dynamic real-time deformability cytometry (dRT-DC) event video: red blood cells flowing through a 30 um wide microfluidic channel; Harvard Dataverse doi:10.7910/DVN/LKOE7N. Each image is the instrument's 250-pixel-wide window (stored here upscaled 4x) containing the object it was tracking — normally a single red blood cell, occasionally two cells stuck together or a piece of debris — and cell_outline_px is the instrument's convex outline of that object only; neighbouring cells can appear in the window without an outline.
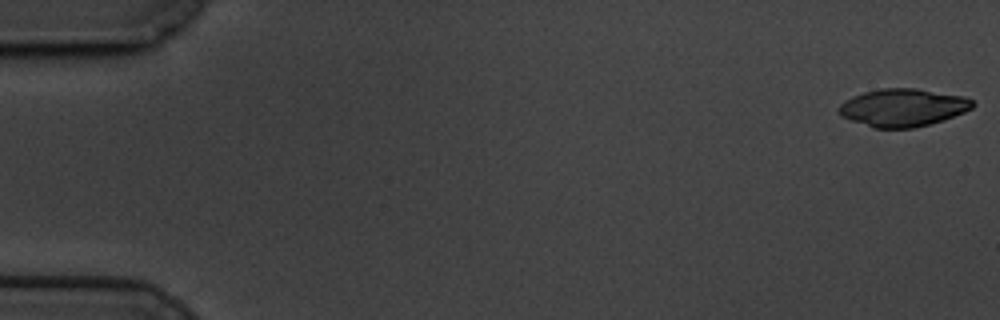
{"species": "common noctule bat (a hibernating species)", "species_latin": "Nyctalus noctula", "temperature_condition": "cold", "stored_images_in_passage": 60, "camera_frame_rate_fps": 3000, "um_per_image_px": 0.085, "animal": {"sex": "male", "body_mass_g": 19.5, "forearm_length_mm": 54.6}, "frame": {"image": 1, "passage_image": 1, "time_ms": 0.0, "image_size_px": [1000, 320], "cell_outline_px": [[976, 104], [972, 108], [964, 112], [944, 120], [912, 128], [872, 128], [840, 116], [836, 108], [840, 104], [852, 96], [864, 92], [880, 88], [916, 88], [964, 96], [972, 100]], "centroid_in_image_um": [76.72, 9.14], "position_along_channel_um": 8.3, "area_um2": 29.59}}